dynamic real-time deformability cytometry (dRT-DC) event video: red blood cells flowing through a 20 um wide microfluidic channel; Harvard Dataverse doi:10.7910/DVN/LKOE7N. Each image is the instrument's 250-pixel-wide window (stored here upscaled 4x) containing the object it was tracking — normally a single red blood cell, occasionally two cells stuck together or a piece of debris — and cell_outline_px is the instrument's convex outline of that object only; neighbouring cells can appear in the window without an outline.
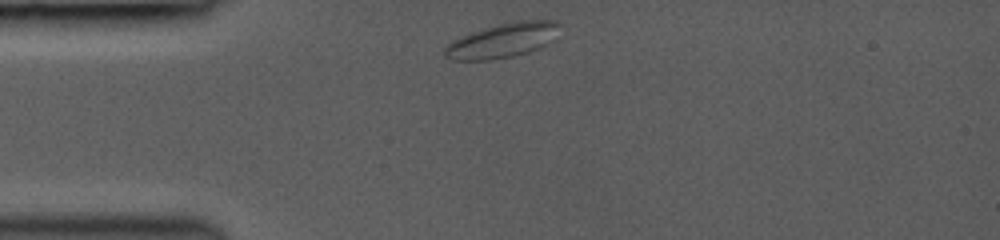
{"species": "common noctule bat (a hibernating species)", "species_latin": "Nyctalus noctula", "temperature_condition": "room temperature", "stored_images_in_passage": 12, "camera_frame_rate_fps": 3000, "um_per_image_px": 0.085, "animal": {"sex": "female", "body_mass_g": 19.0, "forearm_length_mm": 53.3}, "frame": {"image": 1, "passage_image": 1, "time_ms": 0.0, "image_size_px": [1000, 240], "cell_outline_px": [[560, 24], [552, 40], [540, 48], [528, 52], [512, 56], [492, 60], [452, 60], [444, 56], [444, 48], [448, 44], [460, 36], [496, 24], [516, 20], [556, 20]], "centroid_in_image_um": [42.7, 3.43], "position_along_channel_um": 42.3, "area_um2": 23.12}}
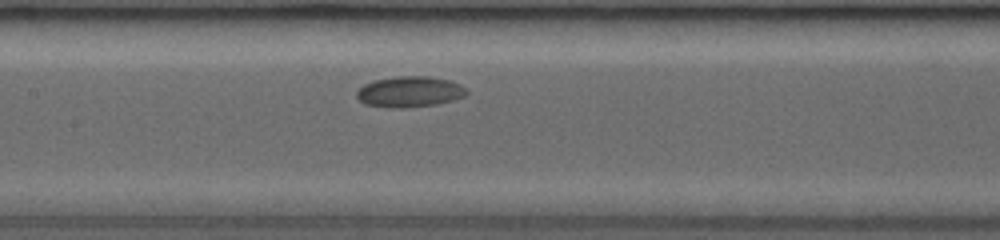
{"frame": {"image": 2, "passage_image": 9, "time_ms": 4.0, "image_size_px": [1000, 240], "cell_outline_px": [[468, 92], [464, 96], [452, 100], [436, 104], [408, 108], [388, 108], [364, 104], [356, 96], [356, 92], [364, 84], [376, 80], [392, 76], [428, 76], [448, 80], [460, 84], [468, 88]], "centroid_in_image_um": [34.82, 7.8], "position_along_channel_um": 172.6, "area_um2": 19.88}}
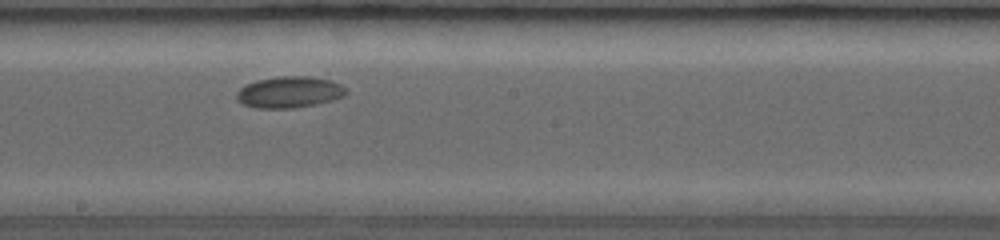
{"frame": {"image": 3, "passage_image": 11, "time_ms": 5.333, "image_size_px": [1000, 240], "cell_outline_px": [[348, 92], [344, 96], [332, 100], [316, 104], [292, 108], [256, 108], [244, 104], [236, 100], [236, 92], [244, 84], [256, 80], [280, 76], [312, 76], [332, 80], [340, 84]], "centroid_in_image_um": [24.58, 7.82], "position_along_channel_um": 223.6, "area_um2": 20.17}}